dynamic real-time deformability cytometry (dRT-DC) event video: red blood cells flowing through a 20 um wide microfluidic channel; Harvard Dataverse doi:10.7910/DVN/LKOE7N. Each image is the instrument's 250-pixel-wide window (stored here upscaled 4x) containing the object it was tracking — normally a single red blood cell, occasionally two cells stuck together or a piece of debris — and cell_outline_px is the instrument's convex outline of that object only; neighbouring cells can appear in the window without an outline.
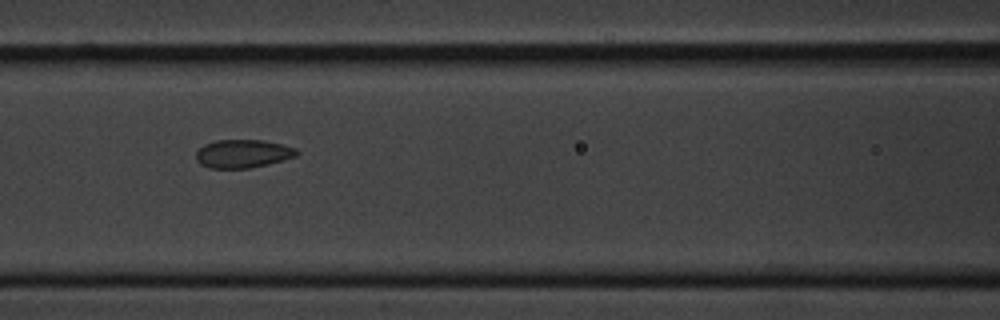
{"species": "common noctule bat (a hibernating species)", "species_latin": "Nyctalus noctula", "temperature_condition": "cold", "stored_images_in_passage": 11, "camera_frame_rate_fps": 3000, "um_per_image_px": 0.085, "animal": {"sex": "male", "body_mass_g": 20.1, "forearm_length_mm": 53.5}, "frame": {"image": 1, "passage_image": 7, "time_ms": 7.667, "image_size_px": [1000, 320], "cell_outline_px": [[300, 152], [296, 156], [284, 160], [268, 164], [248, 168], [212, 168], [200, 164], [196, 160], [196, 152], [204, 144], [216, 140], [264, 140], [296, 148]], "centroid_in_image_um": [20.65, 13.06], "position_along_channel_um": 146.0, "area_um2": 16.59}}
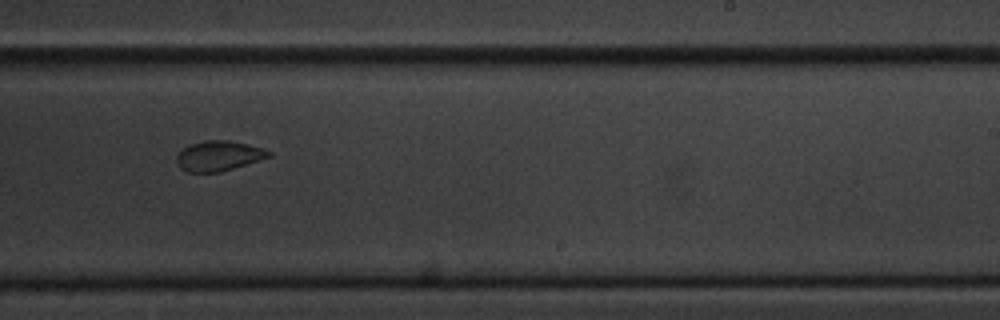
{"frame": {"image": 2, "passage_image": 10, "time_ms": 11.333, "image_size_px": [1000, 320], "cell_outline_px": [[272, 156], [220, 172], [188, 172], [180, 168], [176, 164], [176, 156], [188, 144], [204, 140], [228, 140], [248, 144], [272, 152]], "centroid_in_image_um": [18.55, 13.24], "position_along_channel_um": 270.4, "area_um2": 16.13}}
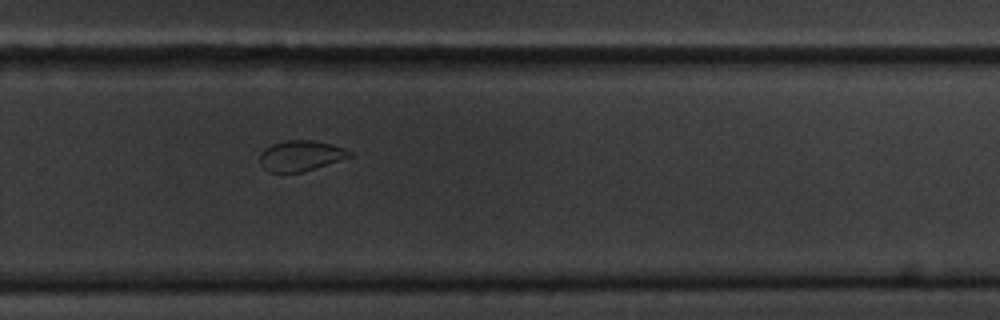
{"frame": {"image": 3, "passage_image": 11, "time_ms": 12.333, "image_size_px": [1000, 320], "cell_outline_px": [[352, 156], [300, 172], [268, 172], [260, 164], [260, 152], [264, 148], [272, 144], [288, 140], [312, 140], [344, 148], [352, 152]], "centroid_in_image_um": [25.5, 13.23], "position_along_channel_um": 304.3, "area_um2": 15.66}}